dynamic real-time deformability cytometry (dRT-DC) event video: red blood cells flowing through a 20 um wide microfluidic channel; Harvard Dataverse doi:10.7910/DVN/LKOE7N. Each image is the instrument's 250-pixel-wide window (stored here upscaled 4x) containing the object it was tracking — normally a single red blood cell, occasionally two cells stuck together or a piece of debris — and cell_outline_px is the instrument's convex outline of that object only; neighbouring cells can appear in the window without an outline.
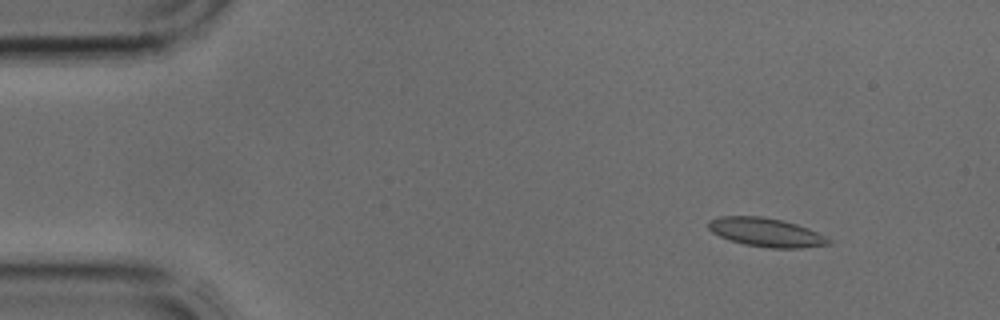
{"species": "common noctule bat (a hibernating species)", "species_latin": "Nyctalus noctula", "temperature_condition": "cold", "stored_images_in_passage": 4, "camera_frame_rate_fps": 3000, "um_per_image_px": 0.085, "animal": {"sex": "male", "body_mass_g": 17.9, "forearm_length_mm": 54.2}, "frame": {"image": 1, "passage_image": 1, "time_ms": 0.0, "image_size_px": [1000, 320], "cell_outline_px": [[832, 244], [800, 248], [768, 248], [744, 244], [720, 236], [712, 232], [708, 228], [708, 220], [720, 216], [760, 216], [784, 220], [808, 228], [832, 240]], "centroid_in_image_um": [65.12, 19.74], "position_along_channel_um": 19.9, "area_um2": 20.11}}